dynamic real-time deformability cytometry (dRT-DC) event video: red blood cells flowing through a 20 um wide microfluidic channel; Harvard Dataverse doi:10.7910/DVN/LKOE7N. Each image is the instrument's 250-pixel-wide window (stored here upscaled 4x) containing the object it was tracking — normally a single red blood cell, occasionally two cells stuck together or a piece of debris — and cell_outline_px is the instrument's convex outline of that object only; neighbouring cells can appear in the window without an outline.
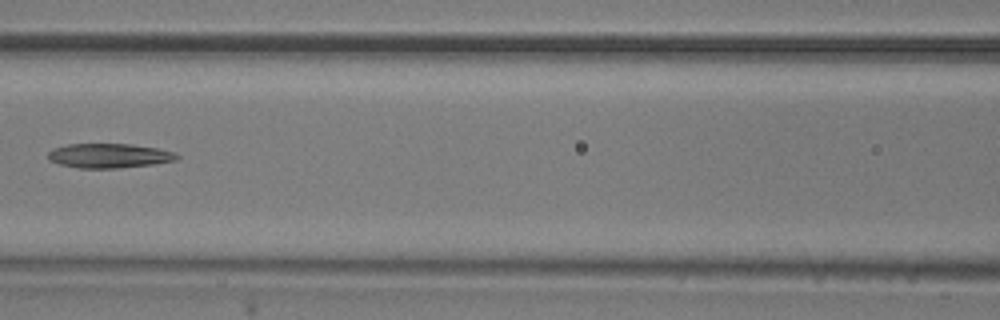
{"species": "common noctule bat (a hibernating species)", "species_latin": "Nyctalus noctula", "temperature_condition": "room temperature", "stored_images_in_passage": 5, "camera_frame_rate_fps": 3000, "um_per_image_px": 0.085, "animal": {"sex": "male", "body_mass_g": 20.5, "forearm_length_mm": 52.5}, "frame": {"image": 1, "passage_image": 3, "time_ms": 0.667, "image_size_px": [1000, 320], "cell_outline_px": [[180, 156], [176, 160], [152, 164], [120, 168], [80, 168], [60, 164], [48, 160], [48, 152], [52, 148], [68, 144], [132, 144], [156, 148], [176, 152]], "centroid_in_image_um": [9.27, 13.23], "position_along_channel_um": 157.3, "area_um2": 18.38}}
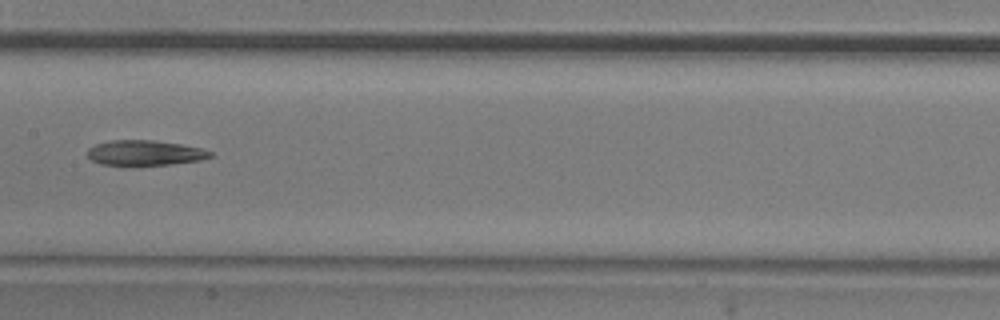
{"frame": {"image": 2, "passage_image": 4, "time_ms": 1.0, "image_size_px": [1000, 320], "cell_outline_px": [[216, 156], [200, 160], [172, 164], [132, 168], [100, 164], [92, 160], [88, 156], [88, 148], [96, 144], [112, 140], [152, 140], [180, 144], [200, 148], [212, 152]], "centroid_in_image_um": [12.3, 13.04], "position_along_channel_um": 195.1, "area_um2": 18.73}}
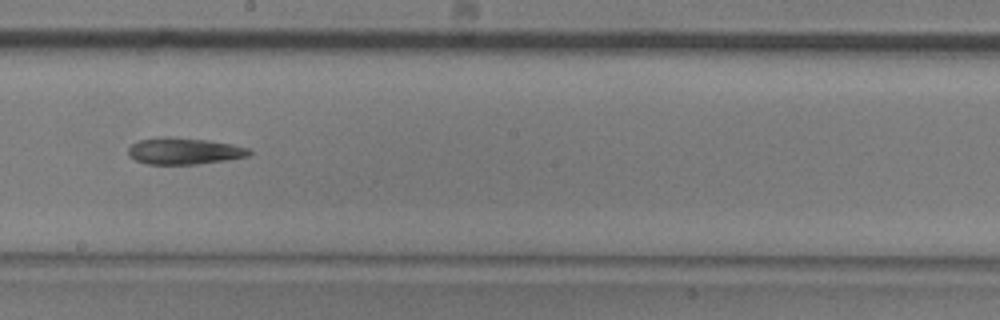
{"frame": {"image": 3, "passage_image": 5, "time_ms": 1.333, "image_size_px": [1000, 320], "cell_outline_px": [[252, 152], [248, 156], [228, 160], [196, 164], [148, 164], [136, 160], [128, 156], [128, 148], [132, 144], [140, 140], [156, 136], [168, 136], [208, 140], [232, 144], [248, 148]], "centroid_in_image_um": [15.63, 12.83], "position_along_channel_um": 232.6, "area_um2": 18.9}}